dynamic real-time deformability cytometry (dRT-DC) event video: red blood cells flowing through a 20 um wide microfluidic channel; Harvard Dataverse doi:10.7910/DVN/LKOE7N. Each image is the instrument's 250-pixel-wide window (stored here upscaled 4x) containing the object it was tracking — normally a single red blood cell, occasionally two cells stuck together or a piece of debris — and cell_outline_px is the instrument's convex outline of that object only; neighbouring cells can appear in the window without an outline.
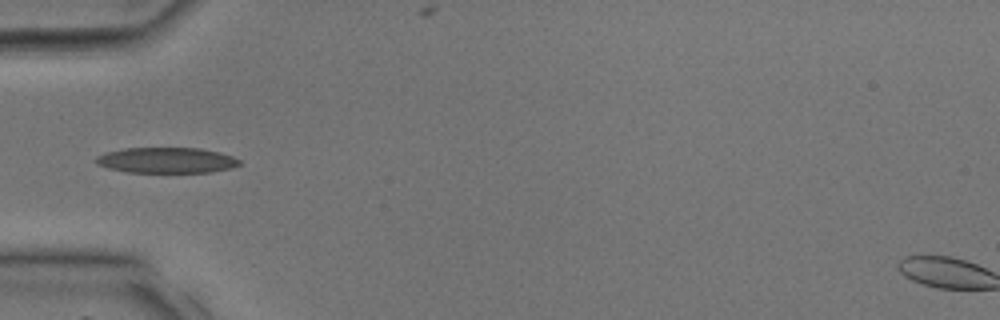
{"species": "common noctule bat (a hibernating species)", "species_latin": "Nyctalus noctula", "temperature_condition": "room temperature", "stored_images_in_passage": 26, "camera_frame_rate_fps": 3000, "um_per_image_px": 0.085, "animal": {"sex": "male", "body_mass_g": 17.9, "forearm_length_mm": 54.2}, "frame": {"image": 1, "passage_image": 1, "time_ms": 0.0, "image_size_px": [1000, 320], "cell_outline_px": [[240, 164], [232, 168], [208, 172], [128, 172], [108, 168], [96, 164], [92, 160], [96, 156], [104, 152], [124, 148], [200, 148], [220, 152], [232, 156], [240, 160]], "centroid_in_image_um": [14.11, 13.61], "position_along_channel_um": 70.9, "area_um2": 21.56}}
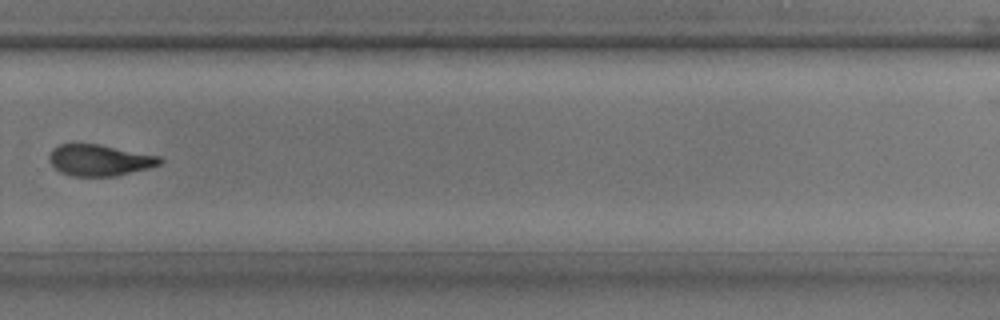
{"frame": {"image": 2, "passage_image": 15, "time_ms": 4.667, "image_size_px": [1000, 320], "cell_outline_px": [[164, 160], [160, 164], [148, 168], [116, 176], [72, 176], [60, 172], [48, 160], [48, 156], [52, 148], [60, 144], [100, 144], [160, 156]], "centroid_in_image_um": [8.45, 13.61], "position_along_channel_um": 321.3, "area_um2": 20.23}}
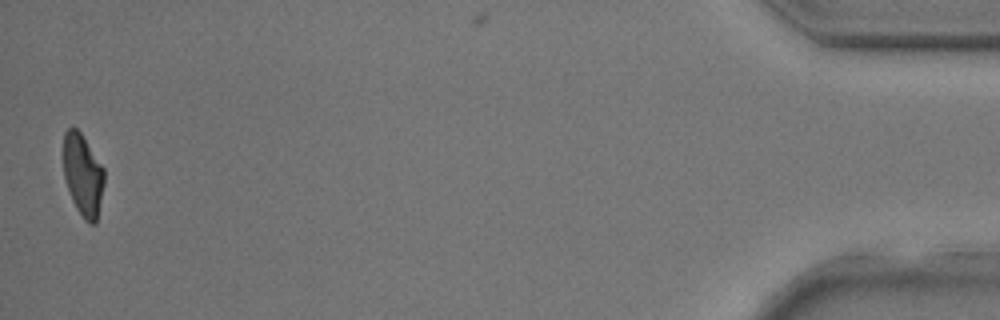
{"frame": {"image": 3, "passage_image": 26, "time_ms": 8.333, "image_size_px": [1000, 320], "cell_outline_px": [[104, 184], [96, 224], [88, 224], [84, 220], [76, 208], [72, 200], [64, 176], [64, 132], [68, 128], [76, 128], [80, 132], [104, 168]], "centroid_in_image_um": [7.06, 14.9], "position_along_channel_um": 428.1, "area_um2": 19.36}}